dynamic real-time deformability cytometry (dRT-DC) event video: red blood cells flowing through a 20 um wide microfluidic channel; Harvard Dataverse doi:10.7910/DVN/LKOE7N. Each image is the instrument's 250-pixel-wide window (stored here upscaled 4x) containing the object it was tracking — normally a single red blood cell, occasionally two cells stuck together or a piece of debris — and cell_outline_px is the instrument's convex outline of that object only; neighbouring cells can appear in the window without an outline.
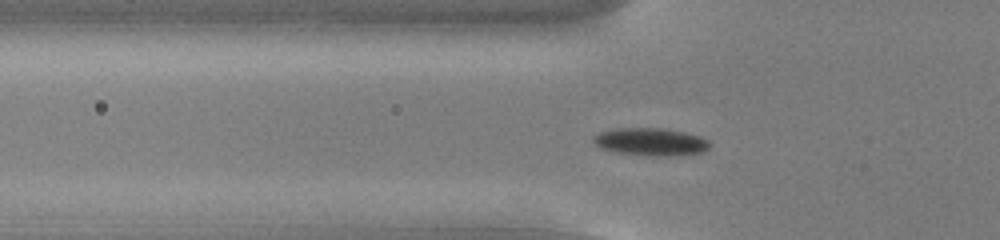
{"species": "common noctule bat (a hibernating species)", "species_latin": "Nyctalus noctula", "temperature_condition": "cold", "stored_images_in_passage": 55, "camera_frame_rate_fps": 3000, "um_per_image_px": 0.085, "animal": {"sex": "male", "body_mass_g": 13.0, "forearm_length_mm": 53.1}, "frame": {"image": 1, "passage_image": 19, "time_ms": 6.0, "image_size_px": [1000, 240], "cell_outline_px": [[708, 148], [704, 152], [680, 156], [644, 156], [612, 152], [600, 148], [592, 140], [592, 136], [600, 132], [616, 128], [664, 128], [684, 132], [700, 136], [708, 140]], "centroid_in_image_um": [55.29, 12.07], "position_along_channel_um": 70.5, "area_um2": 19.13}}
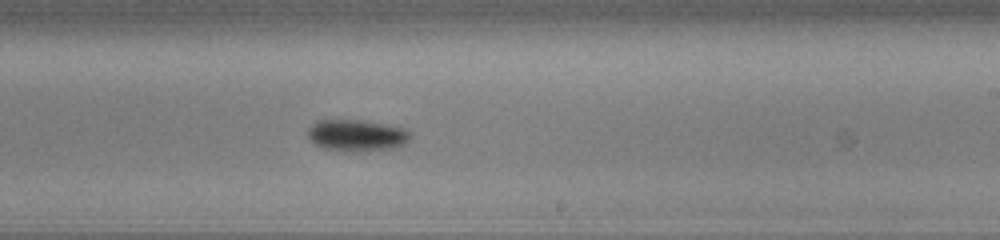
{"frame": {"image": 2, "passage_image": 34, "time_ms": 11.0, "image_size_px": [1000, 240], "cell_outline_px": [[412, 136], [404, 144], [396, 148], [364, 152], [344, 152], [324, 148], [312, 144], [308, 136], [308, 128], [316, 120], [360, 120], [404, 128]], "centroid_in_image_um": [30.29, 11.54], "position_along_channel_um": 258.7, "area_um2": 19.19}}
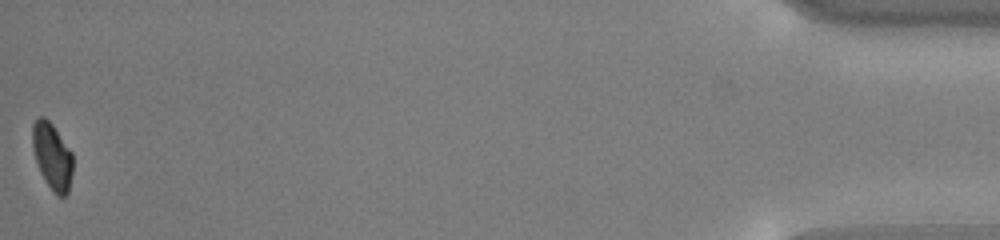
{"frame": {"image": 3, "passage_image": 55, "time_ms": 18.0, "image_size_px": [1000, 240], "cell_outline_px": [[72, 172], [68, 192], [64, 196], [56, 196], [40, 172], [32, 148], [32, 124], [40, 116], [44, 116], [52, 124], [72, 152]], "centroid_in_image_um": [4.43, 13.26], "position_along_channel_um": 430.8, "area_um2": 15.55}, "authors_computed_cell_mechanics": {"area_um2": 16.8776, "velocity_mm_per_s": 3.7878, "shape_relaxation_time_tau1_ms": 1.958, "shape_relaxation_time_tau2_ms": null, "deformation_change_tau1": 0.0919, "deformation_change_tau2": null}}